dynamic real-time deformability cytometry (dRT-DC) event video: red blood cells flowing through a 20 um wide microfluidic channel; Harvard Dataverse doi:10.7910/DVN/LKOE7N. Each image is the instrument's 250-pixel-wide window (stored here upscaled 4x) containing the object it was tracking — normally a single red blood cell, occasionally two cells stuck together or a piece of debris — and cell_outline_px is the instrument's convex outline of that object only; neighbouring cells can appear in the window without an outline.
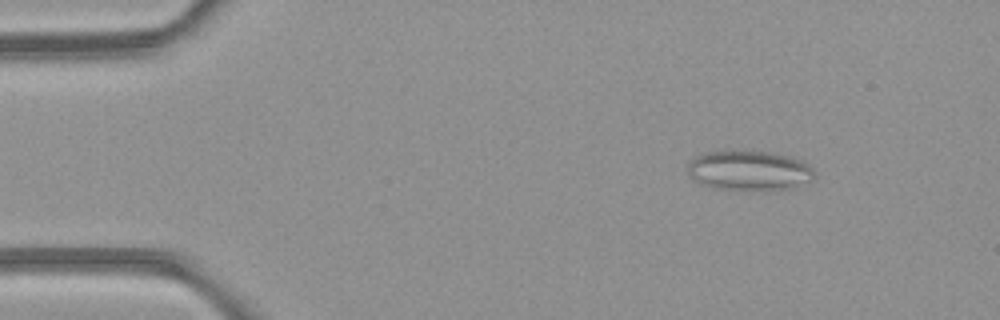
{"species": "common noctule bat (a hibernating species)", "species_latin": "Nyctalus noctula", "temperature_condition": "room temperature", "stored_images_in_passage": 4, "camera_frame_rate_fps": 3000, "um_per_image_px": 0.085, "animal": {"sex": "female", "body_mass_g": 21.9}, "frame": {"image": 1, "passage_image": 2, "time_ms": 2.0, "image_size_px": [1000, 320], "cell_outline_px": [[816, 172], [812, 180], [792, 188], [764, 192], [712, 188], [700, 184], [692, 180], [688, 172], [688, 164], [696, 156], [708, 152], [724, 148], [744, 148], [772, 152], [792, 156], [808, 164]], "centroid_in_image_um": [63.67, 14.48], "position_along_channel_um": 21.3, "area_um2": 31.1}}